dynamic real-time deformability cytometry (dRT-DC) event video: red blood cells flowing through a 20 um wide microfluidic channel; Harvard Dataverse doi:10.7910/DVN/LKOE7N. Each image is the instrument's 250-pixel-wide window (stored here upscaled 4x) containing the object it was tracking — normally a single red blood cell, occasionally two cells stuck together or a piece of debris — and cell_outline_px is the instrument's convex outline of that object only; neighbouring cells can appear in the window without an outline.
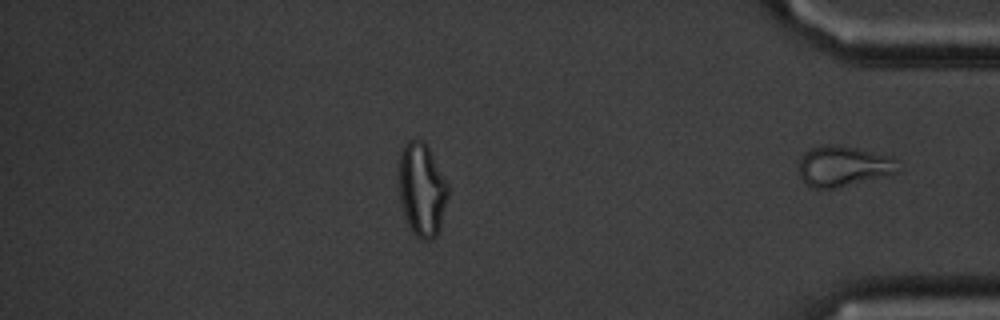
{"species": "common noctule bat (a hibernating species)", "species_latin": "Nyctalus noctula", "temperature_condition": "cold", "stored_images_in_passage": 50, "segment_of_instrument_passage": [2, 2], "camera_frame_rate_fps": 3000, "um_per_image_px": 0.085, "animal": {"sex": "male", "body_mass_g": 20.1, "forearm_length_mm": 53.5}, "frame": {"image": 1, "passage_image": 50, "time_ms": 16.333, "image_size_px": [1000, 320], "cell_outline_px": [[900, 172], [836, 188], [812, 188], [800, 176], [800, 156], [804, 152], [812, 148], [824, 144], [840, 144], [856, 148], [884, 156], [892, 160]], "centroid_in_image_um": [71.6, 14.12], "position_along_channel_um": 363.6, "area_um2": 22.83}}